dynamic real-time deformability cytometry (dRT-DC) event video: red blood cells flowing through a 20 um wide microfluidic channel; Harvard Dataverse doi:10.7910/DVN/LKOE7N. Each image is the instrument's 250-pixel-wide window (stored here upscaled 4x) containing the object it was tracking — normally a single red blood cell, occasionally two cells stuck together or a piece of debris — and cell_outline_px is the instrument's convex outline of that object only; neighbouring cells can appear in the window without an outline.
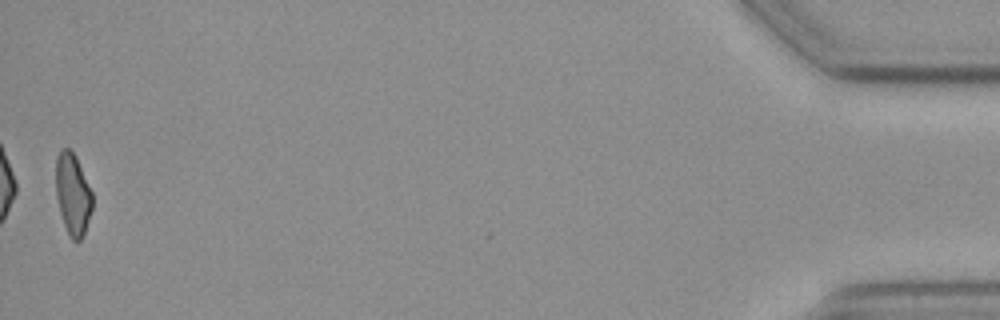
{"species": "common noctule bat (a hibernating species)", "species_latin": "Nyctalus noctula", "temperature_condition": "cold", "stored_images_in_passage": 47, "camera_frame_rate_fps": 3000, "um_per_image_px": 0.085, "animal": {"sex": "female", "body_mass_g": 19.3, "forearm_length_mm": 54.1}, "frame": {"image": 1, "passage_image": 47, "time_ms": 15.333, "image_size_px": [1000, 320], "cell_outline_px": [[92, 208], [84, 232], [80, 240], [72, 240], [68, 236], [60, 212], [56, 196], [56, 156], [60, 148], [68, 148], [76, 156], [92, 192]], "centroid_in_image_um": [6.17, 16.48], "position_along_channel_um": 429.0, "area_um2": 17.28}, "authors_computed_cell_mechanics": {"area_um2": 18.8428, "velocity_mm_per_s": 3.6574, "shape_relaxation_time_tau1_ms": 10.1239, "shape_relaxation_time_tau2_ms": null, "deformation_change_tau1": 0.1587, "deformation_change_tau2": null}}